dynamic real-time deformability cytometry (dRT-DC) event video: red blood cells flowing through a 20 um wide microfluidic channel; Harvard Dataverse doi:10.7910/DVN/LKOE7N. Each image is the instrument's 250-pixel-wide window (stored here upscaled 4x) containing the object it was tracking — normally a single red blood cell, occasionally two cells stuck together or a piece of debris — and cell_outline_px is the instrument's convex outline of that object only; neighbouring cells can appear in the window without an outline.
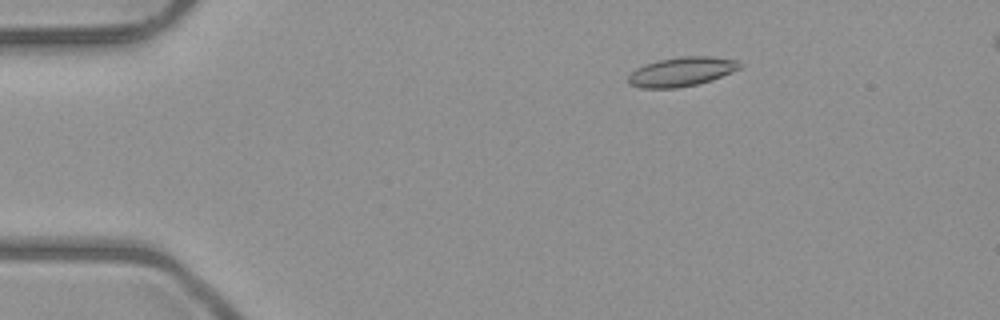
{"species": "common noctule bat (a hibernating species)", "species_latin": "Nyctalus noctula", "temperature_condition": "room temperature", "stored_images_in_passage": 6, "camera_frame_rate_fps": 3000, "um_per_image_px": 0.085, "animal": {"sex": "male", "body_mass_g": 23.1, "forearm_length_mm": 52.7}, "frame": {"image": 1, "passage_image": 3, "time_ms": 2.333, "image_size_px": [1000, 320], "cell_outline_px": [[740, 68], [732, 72], [712, 80], [696, 84], [676, 88], [640, 88], [628, 84], [628, 76], [636, 68], [644, 64], [660, 60], [680, 56], [712, 56], [736, 60], [740, 64]], "centroid_in_image_um": [57.91, 6.09], "position_along_channel_um": 27.1, "area_um2": 18.96}}